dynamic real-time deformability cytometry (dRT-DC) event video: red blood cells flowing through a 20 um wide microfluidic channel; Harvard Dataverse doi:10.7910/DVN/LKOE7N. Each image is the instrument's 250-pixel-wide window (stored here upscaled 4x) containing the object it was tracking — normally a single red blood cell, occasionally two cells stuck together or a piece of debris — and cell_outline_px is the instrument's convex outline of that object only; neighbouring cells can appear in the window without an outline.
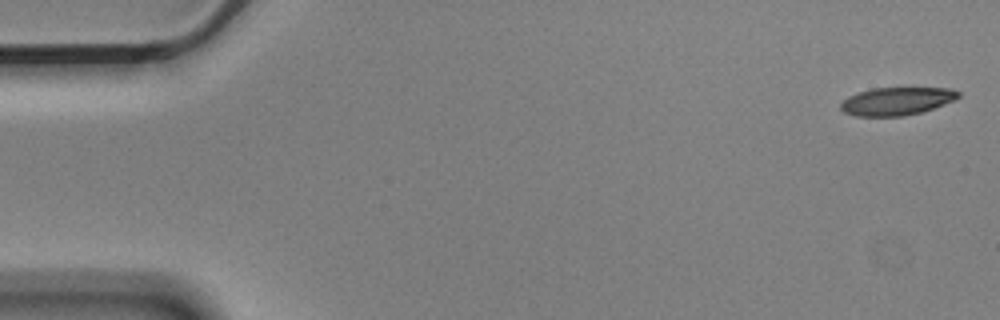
{"species": "Egyptian fruit bat (a non-hibernating species)", "species_latin": "Rousettus aegyptiacus", "temperature_condition": "cold", "stored_images_in_passage": 5, "camera_frame_rate_fps": 3000, "um_per_image_px": 0.085, "animal": {"sex": "male"}, "frame": {"image": 1, "passage_image": 1, "time_ms": 0.0, "image_size_px": [1000, 320], "cell_outline_px": [[960, 96], [944, 104], [920, 112], [904, 116], [856, 116], [844, 112], [840, 108], [840, 104], [848, 96], [872, 88], [952, 88], [960, 92]], "centroid_in_image_um": [76.2, 8.6], "position_along_channel_um": 8.8, "area_um2": 18.96}}
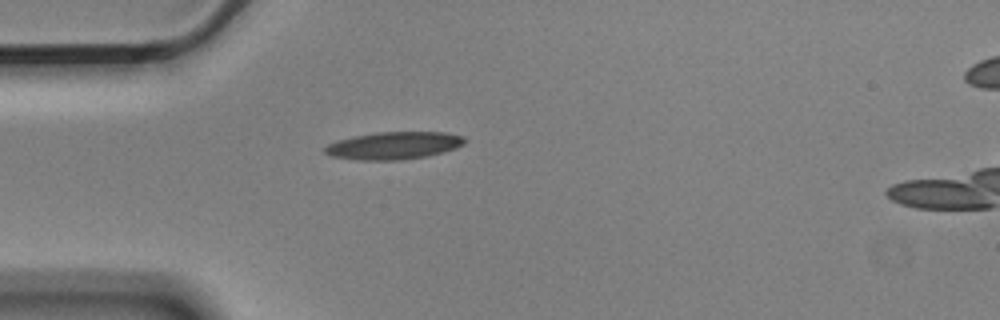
{"frame": {"image": 2, "passage_image": 5, "time_ms": 1.333, "image_size_px": [1000, 320], "cell_outline_px": [[468, 140], [464, 144], [456, 148], [444, 152], [428, 156], [400, 160], [356, 160], [332, 156], [324, 152], [324, 148], [328, 144], [336, 140], [376, 132], [444, 132], [464, 136]], "centroid_in_image_um": [33.51, 12.37], "position_along_channel_um": 51.5, "area_um2": 22.54}}